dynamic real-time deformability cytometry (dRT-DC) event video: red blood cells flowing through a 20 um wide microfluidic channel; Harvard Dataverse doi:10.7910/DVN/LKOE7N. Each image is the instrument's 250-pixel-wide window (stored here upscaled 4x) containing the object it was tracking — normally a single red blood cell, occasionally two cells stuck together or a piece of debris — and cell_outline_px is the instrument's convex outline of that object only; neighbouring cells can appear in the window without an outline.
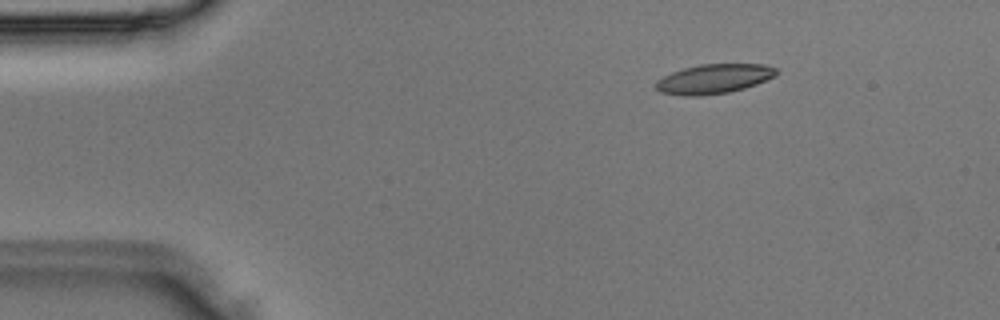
{"species": "Egyptian fruit bat (a non-hibernating species)", "species_latin": "Rousettus aegyptiacus", "temperature_condition": "room temperature", "stored_images_in_passage": 4, "camera_frame_rate_fps": 3000, "um_per_image_px": 0.085, "animal": {"sex": "male"}, "frame": {"image": 1, "passage_image": 1, "time_ms": 0.0, "image_size_px": [1000, 320], "cell_outline_px": [[780, 72], [776, 76], [756, 84], [744, 88], [728, 92], [700, 96], [684, 96], [660, 92], [656, 88], [656, 80], [672, 72], [684, 68], [700, 64], [764, 64], [776, 68]], "centroid_in_image_um": [60.7, 6.7], "position_along_channel_um": 24.3, "area_um2": 20.75}}